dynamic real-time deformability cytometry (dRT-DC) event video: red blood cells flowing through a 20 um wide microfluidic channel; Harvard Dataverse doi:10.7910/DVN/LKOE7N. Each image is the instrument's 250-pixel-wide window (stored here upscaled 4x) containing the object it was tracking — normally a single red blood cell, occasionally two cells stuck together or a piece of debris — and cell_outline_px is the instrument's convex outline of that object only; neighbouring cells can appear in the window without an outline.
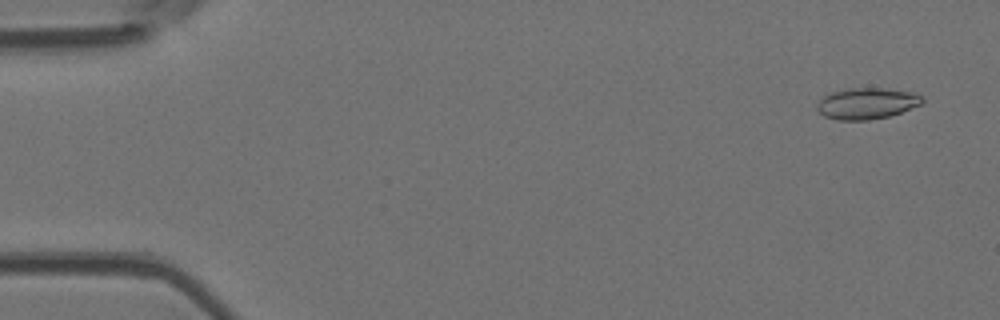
{"species": "Egyptian fruit bat (a non-hibernating species)", "species_latin": "Rousettus aegyptiacus", "temperature_condition": "room temperature", "stored_images_in_passage": 53, "camera_frame_rate_fps": 3000, "um_per_image_px": 0.085, "animal": {"sex": "female"}, "frame": {"image": 1, "passage_image": 2, "time_ms": 0.333, "image_size_px": [1000, 320], "cell_outline_px": [[924, 100], [920, 104], [900, 112], [888, 116], [868, 120], [836, 120], [824, 116], [816, 108], [816, 104], [828, 92], [848, 88], [880, 88], [912, 92], [924, 96]], "centroid_in_image_um": [73.64, 8.78], "position_along_channel_um": 11.4, "area_um2": 19.13}}
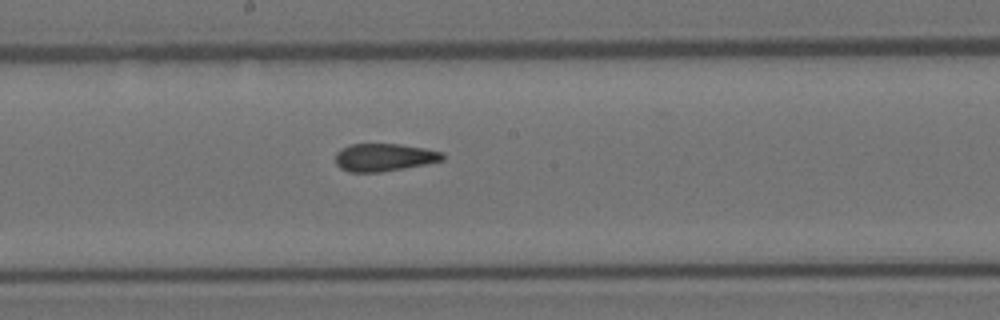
{"frame": {"image": 2, "passage_image": 28, "time_ms": 9.0, "image_size_px": [1000, 320], "cell_outline_px": [[444, 160], [404, 168], [380, 172], [348, 172], [340, 168], [336, 164], [336, 152], [352, 144], [400, 144], [424, 148], [440, 152], [444, 156]], "centroid_in_image_um": [32.63, 13.38], "position_along_channel_um": 215.6, "area_um2": 17.11}}
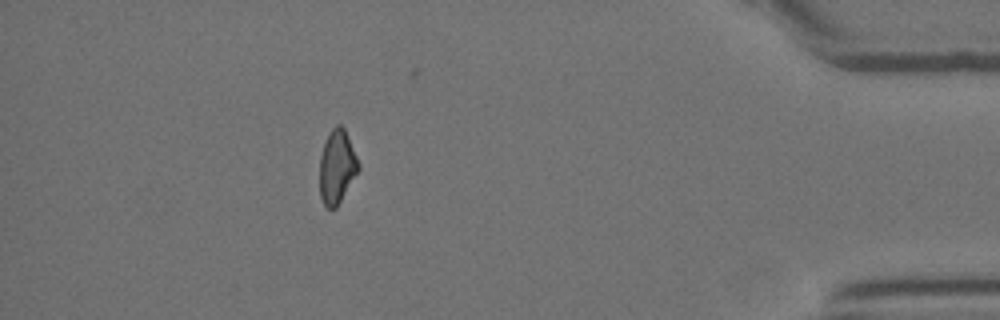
{"frame": {"image": 3, "passage_image": 47, "time_ms": 15.333, "image_size_px": [1000, 320], "cell_outline_px": [[360, 168], [336, 208], [328, 208], [324, 204], [320, 196], [320, 156], [328, 132], [336, 124], [340, 124], [344, 128], [360, 164]], "centroid_in_image_um": [28.64, 14.16], "position_along_channel_um": 406.6, "area_um2": 16.53}, "authors_computed_cell_mechanics": {"area_um2": 17.918, "velocity_mm_per_s": 3.8063, "shape_relaxation_time_tau1_ms": null, "shape_relaxation_time_tau2_ms": 1.8281, "deformation_change_tau1": null, "deformation_change_tau2": 0.0997}}